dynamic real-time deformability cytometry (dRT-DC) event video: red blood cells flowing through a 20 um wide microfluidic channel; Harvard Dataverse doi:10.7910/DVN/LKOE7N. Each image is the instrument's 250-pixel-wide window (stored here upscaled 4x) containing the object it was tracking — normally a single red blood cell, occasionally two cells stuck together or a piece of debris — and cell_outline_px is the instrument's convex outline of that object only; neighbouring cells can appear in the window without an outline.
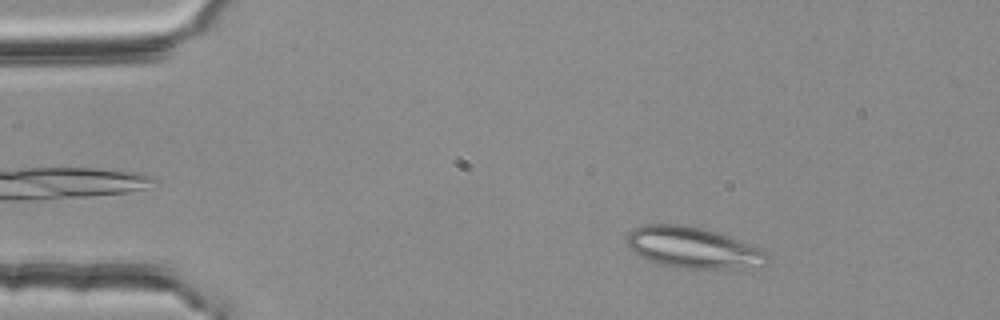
{"species": "common noctule bat (a hibernating species)", "species_latin": "Nyctalus noctula", "temperature_condition": "room temperature", "stored_images_in_passage": 50, "segment_of_instrument_passage": [1, 2], "camera_frame_rate_fps": 3000, "um_per_image_px": 0.085, "animal": {"sex": "female", "body_mass_g": 25.1}, "frame": {"image": 1, "passage_image": 7, "time_ms": 2.0, "image_size_px": [1000, 320], "cell_outline_px": [[772, 260], [768, 264], [760, 268], [676, 268], [660, 264], [648, 260], [640, 256], [628, 248], [628, 232], [632, 228], [644, 224], [680, 224], [704, 228], [728, 236], [768, 252]], "centroid_in_image_um": [58.95, 21.06], "position_along_channel_um": 26.1, "area_um2": 33.99}}